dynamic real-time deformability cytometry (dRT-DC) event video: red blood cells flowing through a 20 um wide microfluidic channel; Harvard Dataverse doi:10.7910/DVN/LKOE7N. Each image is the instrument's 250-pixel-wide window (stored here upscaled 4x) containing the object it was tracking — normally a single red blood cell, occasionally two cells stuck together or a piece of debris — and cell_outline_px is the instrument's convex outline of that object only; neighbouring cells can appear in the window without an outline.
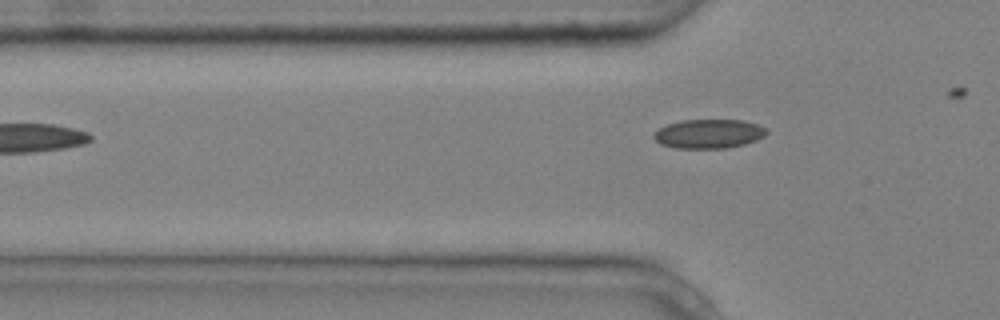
{"species": "common noctule bat (a hibernating species)", "species_latin": "Nyctalus noctula", "temperature_condition": "cold", "stored_images_in_passage": 4, "camera_frame_rate_fps": 3000, "um_per_image_px": 0.085, "animal": {"sex": "male", "body_mass_g": 20.4}, "frame": {"image": 1, "passage_image": 4, "time_ms": 1.0, "image_size_px": [1000, 320], "cell_outline_px": [[768, 132], [764, 136], [756, 140], [744, 144], [728, 148], [676, 148], [660, 144], [652, 136], [660, 128], [668, 124], [680, 120], [744, 120], [760, 124], [768, 128]], "centroid_in_image_um": [60.29, 11.36], "position_along_channel_um": 65.5, "area_um2": 19.25}}